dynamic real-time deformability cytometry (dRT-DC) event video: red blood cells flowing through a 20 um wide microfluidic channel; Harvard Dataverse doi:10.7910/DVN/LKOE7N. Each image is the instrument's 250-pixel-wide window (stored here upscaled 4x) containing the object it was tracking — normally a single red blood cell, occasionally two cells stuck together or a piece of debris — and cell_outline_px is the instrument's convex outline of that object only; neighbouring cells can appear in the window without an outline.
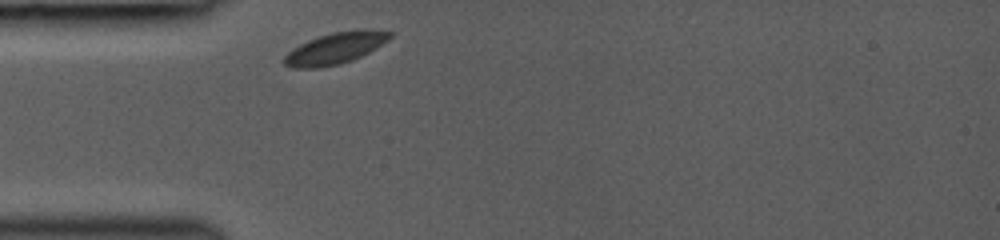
{"species": "common noctule bat (a hibernating species)", "species_latin": "Nyctalus noctula", "temperature_condition": "room temperature", "stored_images_in_passage": 4, "camera_frame_rate_fps": 3000, "um_per_image_px": 0.085, "animal": {"sex": "female", "body_mass_g": 19.0, "forearm_length_mm": 53.3}, "frame": {"image": 1, "passage_image": 1, "time_ms": 0.0, "image_size_px": [1000, 240], "cell_outline_px": [[392, 36], [388, 40], [368, 52], [352, 60], [340, 64], [320, 68], [292, 68], [284, 64], [280, 60], [288, 52], [300, 44], [308, 40], [332, 32], [364, 28], [372, 28], [392, 32]], "centroid_in_image_um": [28.49, 4.09], "position_along_channel_um": 56.5, "area_um2": 19.54}}
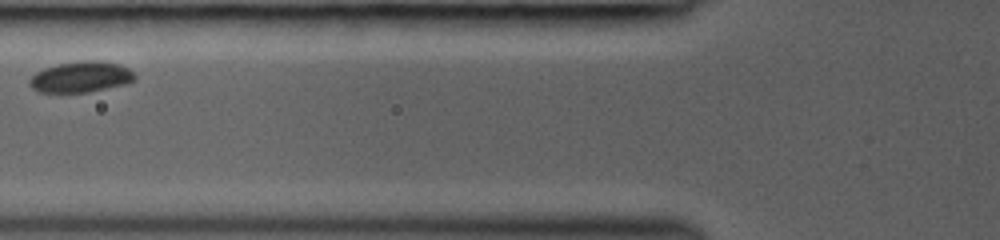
{"frame": {"image": 2, "passage_image": 4, "time_ms": 1.667, "image_size_px": [1000, 240], "cell_outline_px": [[136, 80], [128, 84], [88, 92], [40, 92], [32, 88], [28, 84], [28, 80], [36, 72], [44, 68], [56, 64], [80, 60], [100, 60], [120, 64], [128, 68], [136, 76]], "centroid_in_image_um": [6.9, 6.53], "position_along_channel_um": 118.9, "area_um2": 19.25}}